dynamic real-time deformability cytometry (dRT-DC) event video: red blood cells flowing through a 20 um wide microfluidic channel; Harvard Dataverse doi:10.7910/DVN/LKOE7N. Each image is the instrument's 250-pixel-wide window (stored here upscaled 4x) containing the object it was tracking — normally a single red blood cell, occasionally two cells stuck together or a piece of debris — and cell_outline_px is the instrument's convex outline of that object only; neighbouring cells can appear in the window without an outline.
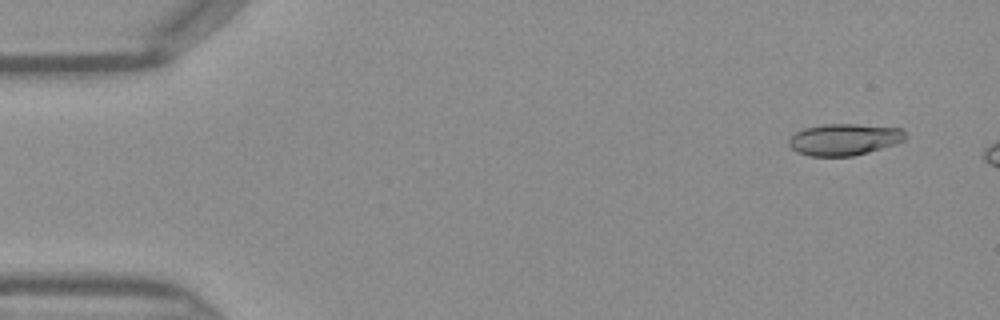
{"species": "Egyptian fruit bat (a non-hibernating species)", "species_latin": "Rousettus aegyptiacus", "temperature_condition": "warm", "stored_images_in_passage": 6, "camera_frame_rate_fps": 3000, "um_per_image_px": 0.085, "frame": {"image": 1, "passage_image": 2, "time_ms": 0.333, "image_size_px": [1000, 320], "cell_outline_px": [[908, 136], [904, 140], [868, 152], [852, 156], [808, 156], [796, 152], [788, 144], [788, 140], [796, 132], [804, 128], [824, 124], [856, 124], [900, 128]], "centroid_in_image_um": [71.72, 11.85], "position_along_channel_um": 13.3, "area_um2": 21.33}}